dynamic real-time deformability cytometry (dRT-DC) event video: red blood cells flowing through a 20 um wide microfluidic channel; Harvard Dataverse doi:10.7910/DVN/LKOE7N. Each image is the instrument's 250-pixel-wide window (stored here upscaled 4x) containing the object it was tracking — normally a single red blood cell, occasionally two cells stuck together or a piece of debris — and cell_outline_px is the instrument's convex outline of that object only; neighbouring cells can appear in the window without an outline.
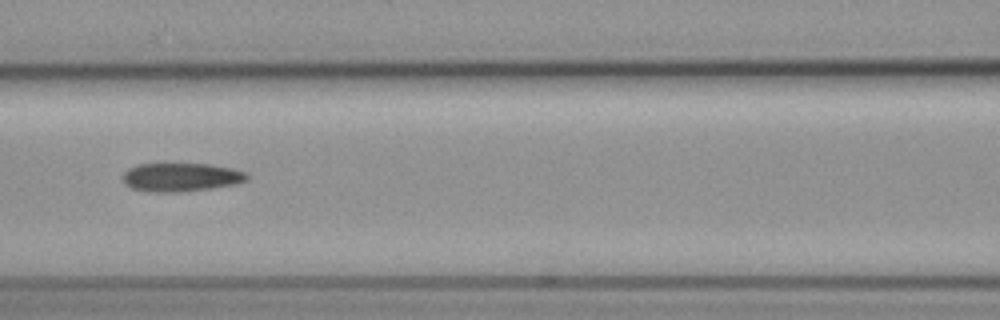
{"species": "common noctule bat (a hibernating species)", "species_latin": "Nyctalus noctula", "temperature_condition": "cold", "stored_images_in_passage": 5, "camera_frame_rate_fps": 3000, "um_per_image_px": 0.085, "animal": {"sex": "female", "body_mass_g": 19.3, "forearm_length_mm": 54.1}, "frame": {"image": 1, "passage_image": 3, "time_ms": 2.333, "image_size_px": [1000, 320], "cell_outline_px": [[248, 176], [244, 180], [232, 184], [208, 188], [180, 192], [148, 192], [132, 188], [124, 184], [124, 172], [128, 168], [136, 164], [208, 164], [232, 168], [244, 172]], "centroid_in_image_um": [15.3, 15.06], "position_along_channel_um": 151.3, "area_um2": 20.35}}